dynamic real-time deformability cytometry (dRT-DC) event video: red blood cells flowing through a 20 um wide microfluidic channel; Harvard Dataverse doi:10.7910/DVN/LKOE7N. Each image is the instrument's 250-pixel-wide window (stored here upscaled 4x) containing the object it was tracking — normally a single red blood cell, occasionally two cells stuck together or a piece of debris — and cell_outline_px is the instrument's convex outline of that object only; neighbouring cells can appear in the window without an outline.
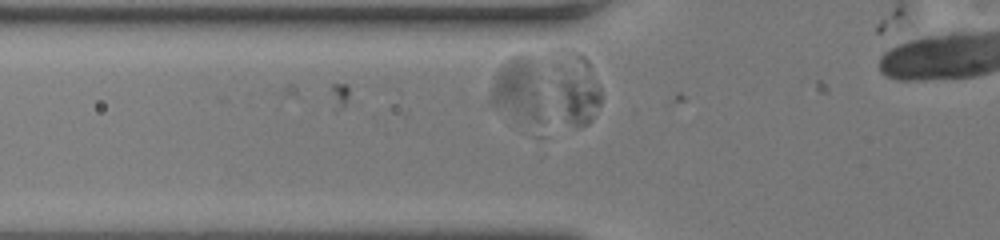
{"species": "human", "species_latin": "Homo sapiens", "temperature_condition": "room temperature", "stored_images_in_passage": 6, "segment_of_instrument_passage": [1, 2], "camera_frame_rate_fps": 3000, "um_per_image_px": 0.085, "donor": {"sex": "female"}, "frame": {"image": 1, "passage_image": 2, "time_ms": 0.333, "image_size_px": [1000, 240], "cell_outline_px": [[600, 104], [592, 120], [588, 124], [580, 128], [544, 136], [536, 136], [496, 108], [488, 100], [496, 76], [500, 68], [512, 56], [520, 52], [556, 48], [564, 48], [576, 52], [584, 56], [588, 60], [600, 88]], "centroid_in_image_um": [46.51, 7.73], "position_along_channel_um": 79.3, "area_um2": 53.75}}